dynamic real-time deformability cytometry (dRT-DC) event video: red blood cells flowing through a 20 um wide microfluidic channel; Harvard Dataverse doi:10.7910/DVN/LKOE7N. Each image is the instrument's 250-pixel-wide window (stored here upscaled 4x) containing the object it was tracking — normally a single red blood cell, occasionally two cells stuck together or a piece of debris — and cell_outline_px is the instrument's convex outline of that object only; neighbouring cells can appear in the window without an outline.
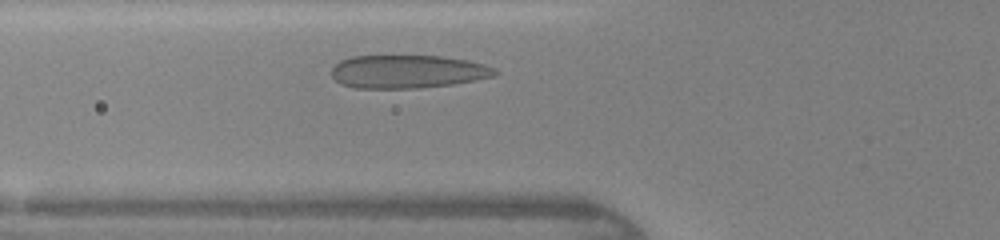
{"species": "human", "species_latin": "Homo sapiens", "temperature_condition": "warm", "stored_images_in_passage": 25, "camera_frame_rate_fps": 3000, "um_per_image_px": 0.085, "donor": {"sex": "female"}, "frame": {"image": 1, "passage_image": 5, "time_ms": 1.333, "image_size_px": [1000, 240], "cell_outline_px": [[500, 72], [492, 76], [452, 84], [420, 88], [356, 88], [340, 84], [332, 76], [332, 68], [340, 60], [352, 56], [440, 56], [468, 60], [484, 64]], "centroid_in_image_um": [34.61, 6.08], "position_along_channel_um": 91.2, "area_um2": 31.44}}
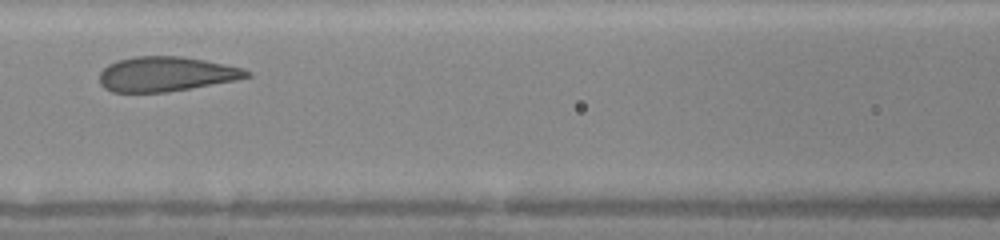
{"frame": {"image": 2, "passage_image": 9, "time_ms": 2.667, "image_size_px": [1000, 240], "cell_outline_px": [[252, 76], [236, 80], [168, 92], [112, 92], [104, 88], [100, 84], [100, 72], [108, 64], [116, 60], [136, 56], [184, 56], [244, 68], [252, 72]], "centroid_in_image_um": [14.12, 6.29], "position_along_channel_um": 152.5, "area_um2": 29.94}}
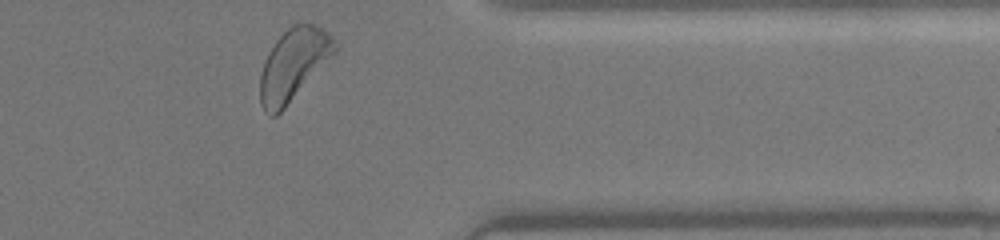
{"frame": {"image": 3, "passage_image": 25, "time_ms": 8.0, "image_size_px": [1000, 240], "cell_outline_px": [[340, 44], [336, 52], [284, 108], [276, 116], [268, 116], [264, 112], [260, 104], [260, 76], [264, 60], [268, 52], [276, 40], [292, 24], [316, 24], [328, 32]], "centroid_in_image_um": [24.95, 5.48], "position_along_channel_um": 386.5, "area_um2": 31.21}}